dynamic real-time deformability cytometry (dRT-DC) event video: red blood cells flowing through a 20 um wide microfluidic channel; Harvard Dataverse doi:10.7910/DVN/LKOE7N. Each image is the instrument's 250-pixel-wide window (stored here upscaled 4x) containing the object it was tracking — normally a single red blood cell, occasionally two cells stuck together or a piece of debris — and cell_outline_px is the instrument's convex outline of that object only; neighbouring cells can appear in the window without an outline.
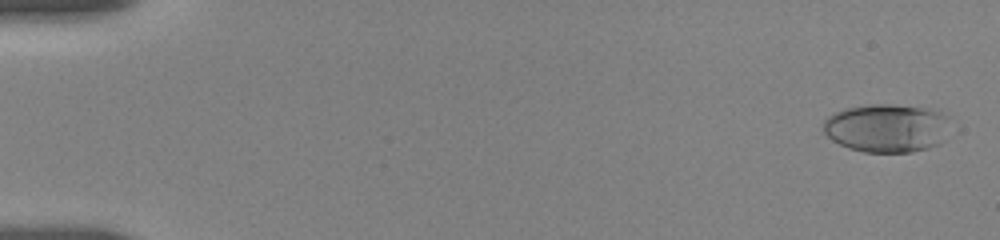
{"species": "human", "species_latin": "Homo sapiens", "temperature_condition": "room temperature", "stored_images_in_passage": 44, "camera_frame_rate_fps": 3000, "um_per_image_px": 0.085, "donor": {"sex": "female"}, "frame": {"image": 1, "passage_image": 3, "time_ms": 0.333, "image_size_px": [1000, 240], "cell_outline_px": [[952, 116], [944, 140], [940, 144], [928, 148], [912, 152], [864, 152], [848, 148], [832, 140], [824, 132], [824, 120], [828, 116], [836, 112], [848, 108], [876, 104], [892, 104], [936, 108]], "centroid_in_image_um": [75.47, 10.87], "position_along_channel_um": 9.5, "area_um2": 36.41}}
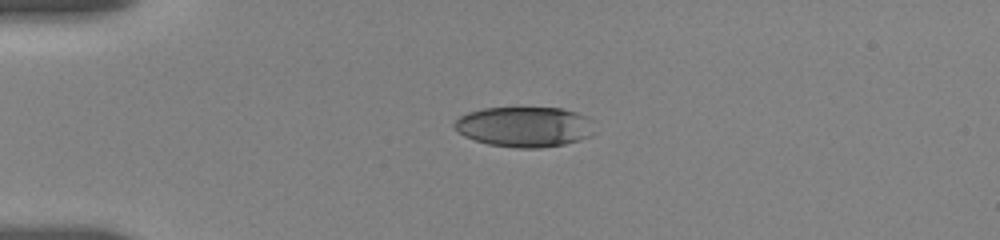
{"frame": {"image": 2, "passage_image": 33, "time_ms": 4.333, "image_size_px": [1000, 240], "cell_outline_px": [[596, 132], [592, 136], [580, 140], [564, 144], [540, 148], [516, 148], [488, 144], [464, 136], [452, 124], [460, 116], [468, 112], [484, 108], [560, 108], [576, 112], [588, 116]], "centroid_in_image_um": [44.62, 10.78], "position_along_channel_um": 40.4, "area_um2": 33.0}}